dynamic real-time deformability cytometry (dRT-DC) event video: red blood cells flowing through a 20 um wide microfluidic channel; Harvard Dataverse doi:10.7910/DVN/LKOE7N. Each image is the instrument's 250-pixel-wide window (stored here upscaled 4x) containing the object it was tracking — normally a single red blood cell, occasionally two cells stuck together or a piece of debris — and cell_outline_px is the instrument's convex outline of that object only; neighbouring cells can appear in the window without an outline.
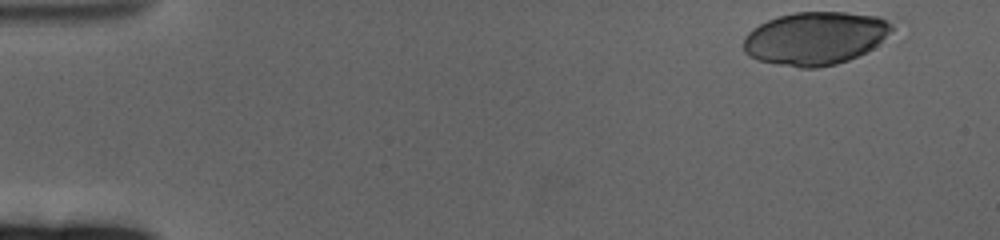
{"species": "human", "species_latin": "Homo sapiens", "temperature_condition": "cold", "stored_images_in_passage": 59, "camera_frame_rate_fps": 3000, "um_per_image_px": 0.085, "donor": {"sex": "female"}, "frame": {"image": 1, "passage_image": 1, "time_ms": 0.0, "image_size_px": [1000, 240], "cell_outline_px": [[892, 28], [880, 44], [868, 52], [848, 60], [836, 64], [816, 68], [800, 68], [760, 60], [748, 56], [744, 52], [744, 36], [752, 28], [768, 20], [780, 16], [796, 12], [844, 12], [880, 16], [892, 24]], "centroid_in_image_um": [69.31, 3.25], "position_along_channel_um": 15.7, "area_um2": 45.89}}
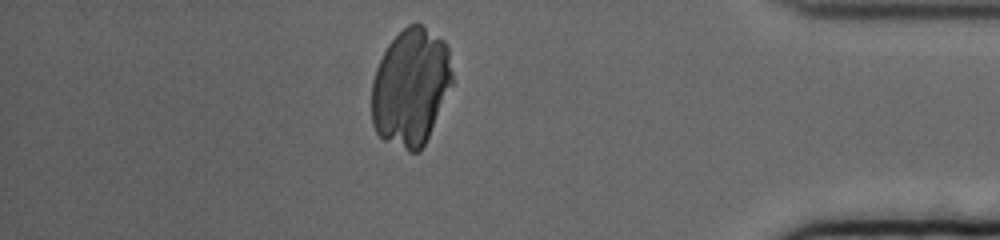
{"frame": {"image": 2, "passage_image": 51, "time_ms": 16.667, "image_size_px": [1000, 240], "cell_outline_px": [[452, 84], [428, 136], [420, 152], [408, 152], [384, 140], [376, 132], [372, 124], [372, 80], [376, 68], [388, 44], [408, 24], [420, 24], [444, 40], [448, 48], [452, 72]], "centroid_in_image_um": [34.9, 7.42], "position_along_channel_um": 400.3, "area_um2": 54.91}}
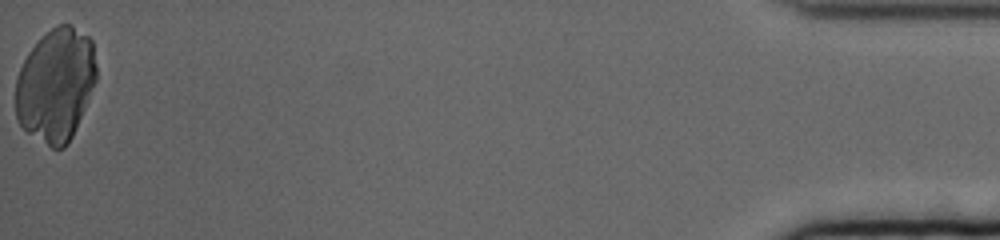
{"frame": {"image": 3, "passage_image": 59, "time_ms": 19.333, "image_size_px": [1000, 240], "cell_outline_px": [[96, 80], [72, 136], [68, 144], [64, 148], [52, 148], [28, 132], [16, 120], [16, 80], [20, 68], [28, 52], [56, 24], [72, 24], [88, 36], [92, 40], [96, 64]], "centroid_in_image_um": [4.74, 7.2], "position_along_channel_um": 430.5, "area_um2": 52.89}}